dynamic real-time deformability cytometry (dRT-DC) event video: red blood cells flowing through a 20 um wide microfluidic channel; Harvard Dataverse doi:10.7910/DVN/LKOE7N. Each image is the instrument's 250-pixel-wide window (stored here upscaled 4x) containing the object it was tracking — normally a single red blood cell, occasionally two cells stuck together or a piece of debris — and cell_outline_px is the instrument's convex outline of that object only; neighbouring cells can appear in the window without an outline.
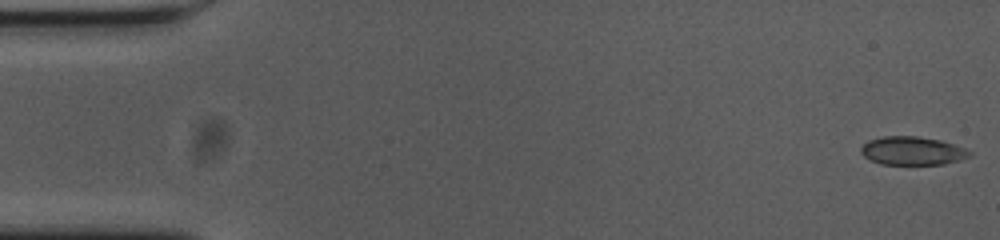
{"species": "common noctule bat (a hibernating species)", "species_latin": "Nyctalus noctula", "temperature_condition": "cold", "stored_images_in_passage": 12, "camera_frame_rate_fps": 3000, "um_per_image_px": 0.085, "animal": {"sex": "female", "body_mass_g": 23.0, "forearm_length_mm": 53.4}, "frame": {"image": 1, "passage_image": 1, "time_ms": 0.0, "image_size_px": [1000, 240], "cell_outline_px": [[972, 156], [964, 160], [944, 164], [880, 164], [864, 156], [860, 152], [860, 148], [868, 140], [884, 136], [916, 136], [940, 140], [964, 148], [972, 152]], "centroid_in_image_um": [77.58, 12.82], "position_along_channel_um": 7.4, "area_um2": 18.03}}